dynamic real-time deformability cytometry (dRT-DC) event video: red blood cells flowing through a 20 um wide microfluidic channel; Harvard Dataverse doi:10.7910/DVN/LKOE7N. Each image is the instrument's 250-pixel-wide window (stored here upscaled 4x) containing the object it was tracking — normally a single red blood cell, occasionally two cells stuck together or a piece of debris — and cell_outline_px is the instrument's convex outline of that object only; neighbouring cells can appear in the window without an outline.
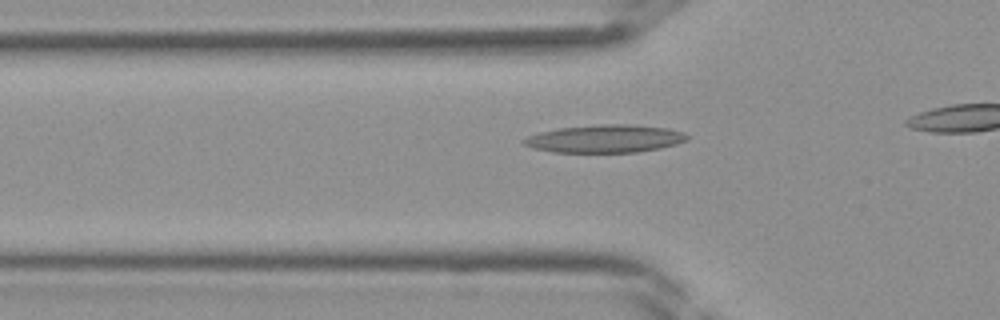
{"species": "Egyptian fruit bat (a non-hibernating species)", "species_latin": "Rousettus aegyptiacus", "temperature_condition": "room temperature", "stored_images_in_passage": 17, "camera_frame_rate_fps": 3000, "um_per_image_px": 0.085, "frame": {"image": 1, "passage_image": 10, "time_ms": 3.0, "image_size_px": [1000, 320], "cell_outline_px": [[688, 140], [676, 144], [660, 148], [636, 152], [552, 152], [532, 148], [524, 144], [520, 140], [528, 136], [540, 132], [560, 128], [600, 124], [628, 124], [668, 128], [684, 132], [688, 136]], "centroid_in_image_um": [51.43, 11.79], "position_along_channel_um": 74.4, "area_um2": 26.47}}
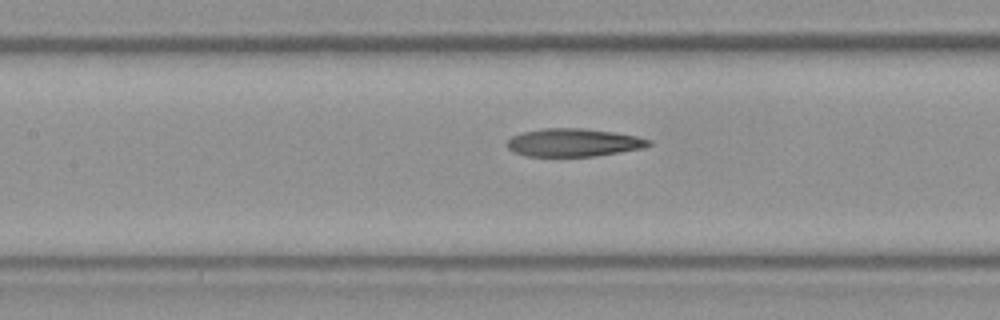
{"frame": {"image": 2, "passage_image": 15, "time_ms": 4.667, "image_size_px": [1000, 320], "cell_outline_px": [[652, 144], [644, 148], [596, 156], [524, 156], [512, 152], [504, 144], [512, 136], [524, 132], [544, 128], [584, 128], [616, 132], [636, 136], [652, 140]], "centroid_in_image_um": [48.75, 12.12], "position_along_channel_um": 158.7, "area_um2": 23.35}}